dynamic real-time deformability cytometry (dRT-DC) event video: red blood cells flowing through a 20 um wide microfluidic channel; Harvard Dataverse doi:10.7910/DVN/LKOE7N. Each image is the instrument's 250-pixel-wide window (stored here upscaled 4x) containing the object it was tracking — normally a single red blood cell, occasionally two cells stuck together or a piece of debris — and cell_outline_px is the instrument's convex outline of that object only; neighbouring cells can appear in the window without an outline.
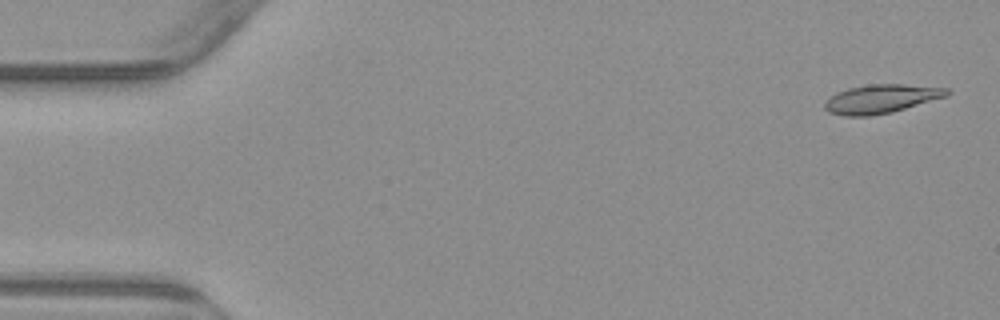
{"species": "common noctule bat (a hibernating species)", "species_latin": "Nyctalus noctula", "temperature_condition": "warm", "stored_images_in_passage": 54, "camera_frame_rate_fps": 3000, "um_per_image_px": 0.085, "animal": {"sex": "male", "body_mass_g": 23.1, "forearm_length_mm": 52.7}, "frame": {"image": 1, "passage_image": 2, "time_ms": 0.333, "image_size_px": [1000, 320], "cell_outline_px": [[952, 92], [948, 96], [892, 112], [868, 116], [844, 116], [828, 112], [824, 108], [824, 104], [836, 92], [848, 88], [868, 84], [904, 84], [948, 88]], "centroid_in_image_um": [74.92, 8.4], "position_along_channel_um": 10.1, "area_um2": 20.52}}
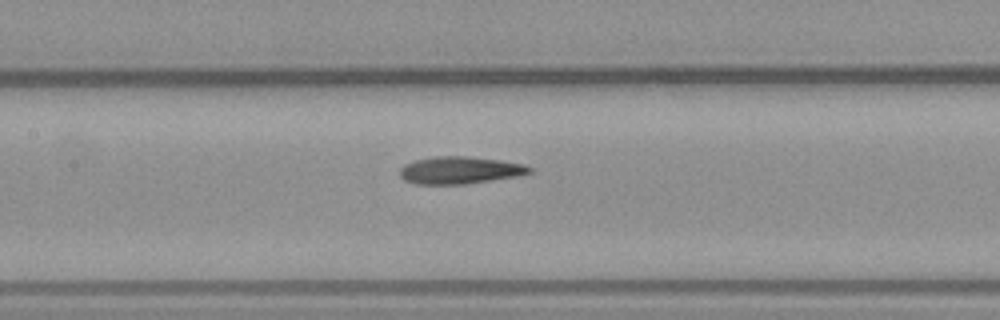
{"frame": {"image": 2, "passage_image": 25, "time_ms": 8.0, "image_size_px": [1000, 320], "cell_outline_px": [[532, 172], [516, 176], [464, 184], [416, 184], [404, 180], [400, 176], [400, 168], [404, 164], [416, 160], [436, 156], [468, 156], [500, 160], [524, 164], [532, 168]], "centroid_in_image_um": [39.07, 14.46], "position_along_channel_um": 168.3, "area_um2": 20.52}}
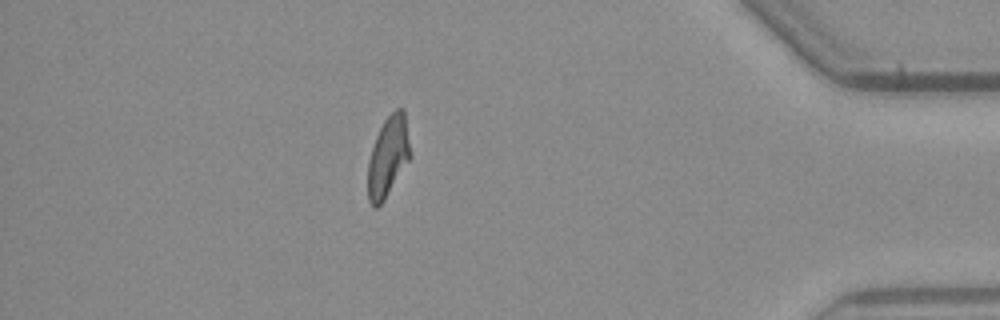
{"frame": {"image": 3, "passage_image": 47, "time_ms": 15.333, "image_size_px": [1000, 320], "cell_outline_px": [[412, 156], [384, 200], [376, 208], [372, 208], [368, 200], [368, 160], [376, 136], [384, 120], [396, 108], [404, 108], [412, 152]], "centroid_in_image_um": [33.01, 13.3], "position_along_channel_um": 402.2, "area_um2": 20.11}, "authors_computed_cell_mechanics": {"area_um2": 20.2878, "velocity_mm_per_s": 3.8294, "shape_relaxation_time_tau1_ms": null, "shape_relaxation_time_tau2_ms": 3.0867, "deformation_change_tau1": null, "deformation_change_tau2": 0.1224}}